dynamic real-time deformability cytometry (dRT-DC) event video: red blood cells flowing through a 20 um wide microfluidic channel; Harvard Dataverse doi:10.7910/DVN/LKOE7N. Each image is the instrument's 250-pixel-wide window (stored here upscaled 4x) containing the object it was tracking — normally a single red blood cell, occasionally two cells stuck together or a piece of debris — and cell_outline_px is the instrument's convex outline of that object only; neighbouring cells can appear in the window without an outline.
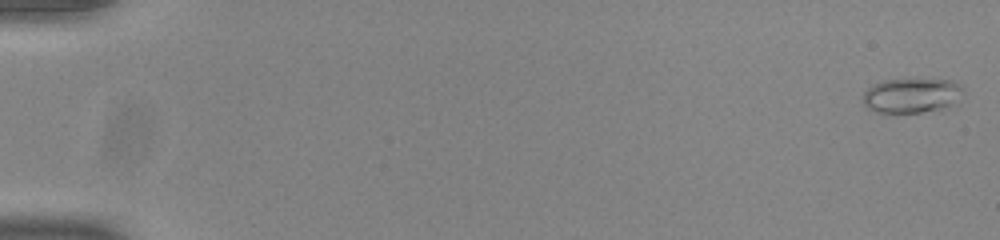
{"species": "common noctule bat (a hibernating species)", "species_latin": "Nyctalus noctula", "temperature_condition": "room temperature", "stored_images_in_passage": 54, "camera_frame_rate_fps": 3000, "um_per_image_px": 0.085, "animal": {"sex": "male", "body_mass_g": 20.0, "forearm_length_mm": 53.3}, "frame": {"image": 1, "passage_image": 1, "time_ms": 0.0, "image_size_px": [1000, 240], "cell_outline_px": [[964, 92], [956, 108], [944, 112], [884, 116], [868, 108], [864, 104], [864, 92], [868, 88], [884, 80], [952, 80], [960, 84], [964, 88]], "centroid_in_image_um": [77.62, 8.23], "position_along_channel_um": 7.4, "area_um2": 21.91}}
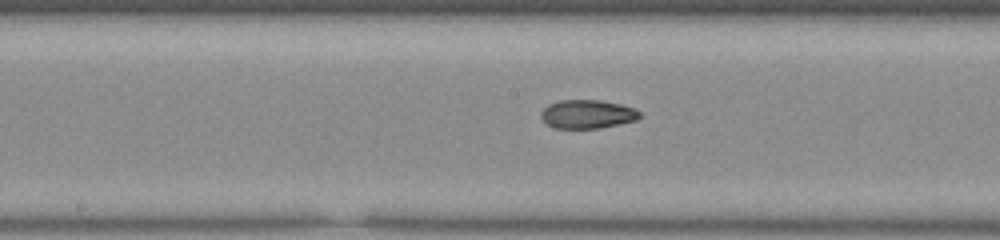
{"frame": {"image": 2, "passage_image": 29, "time_ms": 9.333, "image_size_px": [1000, 240], "cell_outline_px": [[640, 116], [636, 120], [600, 128], [556, 128], [544, 124], [540, 116], [540, 112], [548, 104], [560, 100], [600, 100], [620, 104], [636, 108], [640, 112]], "centroid_in_image_um": [49.89, 9.7], "position_along_channel_um": 198.3, "area_um2": 16.59}}
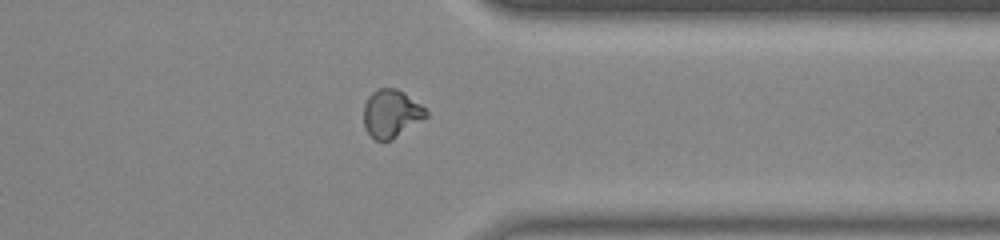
{"frame": {"image": 3, "passage_image": 43, "time_ms": 14.0, "image_size_px": [1000, 240], "cell_outline_px": [[428, 116], [392, 140], [376, 140], [364, 128], [364, 104], [368, 96], [372, 92], [380, 88], [396, 88], [404, 92], [420, 104], [428, 112]], "centroid_in_image_um": [33.25, 9.65], "position_along_channel_um": 378.2, "area_um2": 17.34}, "authors_computed_cell_mechanics": {"area_um2": 17.051, "velocity_mm_per_s": 3.9266, "shape_relaxation_time_tau1_ms": null, "shape_relaxation_time_tau2_ms": 1.7476, "deformation_change_tau1": null, "deformation_change_tau2": 0.073}}